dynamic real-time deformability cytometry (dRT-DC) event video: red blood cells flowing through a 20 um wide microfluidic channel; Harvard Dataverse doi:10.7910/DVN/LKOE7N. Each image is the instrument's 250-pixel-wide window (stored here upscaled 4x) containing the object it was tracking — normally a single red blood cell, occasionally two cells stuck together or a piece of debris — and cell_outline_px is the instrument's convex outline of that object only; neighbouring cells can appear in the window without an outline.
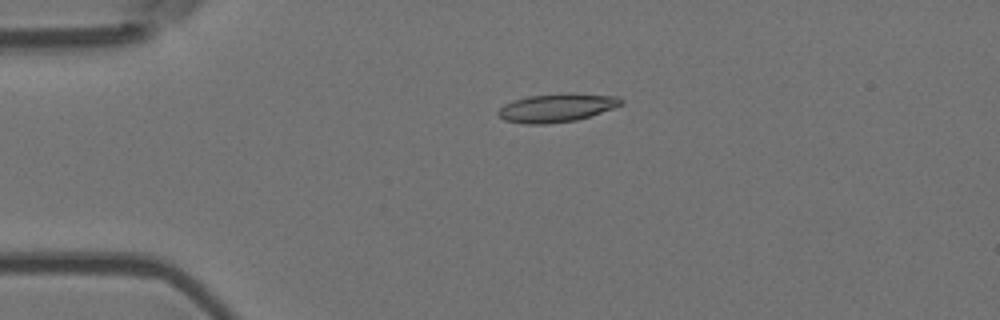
{"species": "Egyptian fruit bat (a non-hibernating species)", "species_latin": "Rousettus aegyptiacus", "temperature_condition": "room temperature", "stored_images_in_passage": 4, "camera_frame_rate_fps": 3000, "um_per_image_px": 0.085, "animal": {"sex": "female"}, "frame": {"image": 1, "passage_image": 3, "time_ms": 0.667, "image_size_px": [1000, 320], "cell_outline_px": [[624, 104], [576, 120], [548, 124], [524, 124], [504, 120], [496, 112], [504, 104], [512, 100], [528, 96], [616, 96], [624, 100]], "centroid_in_image_um": [47.22, 9.22], "position_along_channel_um": 37.8, "area_um2": 19.19}}